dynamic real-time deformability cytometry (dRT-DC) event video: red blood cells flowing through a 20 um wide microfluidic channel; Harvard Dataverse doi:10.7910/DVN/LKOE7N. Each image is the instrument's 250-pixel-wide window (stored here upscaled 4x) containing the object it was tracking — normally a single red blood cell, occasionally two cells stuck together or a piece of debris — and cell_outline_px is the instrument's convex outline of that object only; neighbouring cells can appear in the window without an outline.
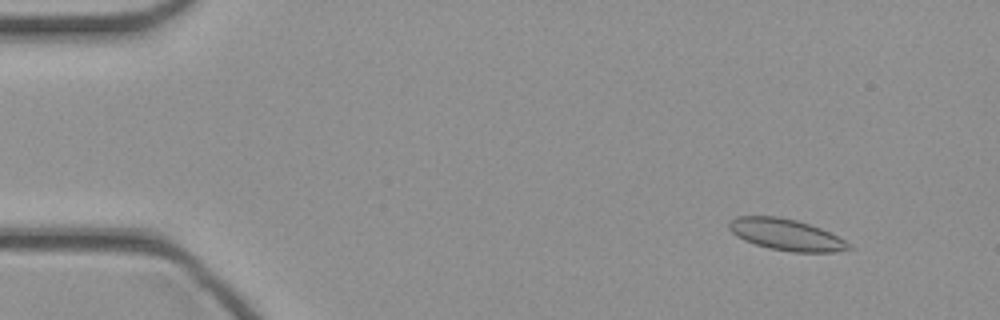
{"species": "common noctule bat (a hibernating species)", "species_latin": "Nyctalus noctula", "temperature_condition": "cold", "stored_images_in_passage": 15, "camera_frame_rate_fps": 3000, "um_per_image_px": 0.085, "animal": {"sex": "female", "body_mass_g": 21.9}, "frame": {"image": 1, "passage_image": 5, "time_ms": 1.333, "image_size_px": [1000, 320], "cell_outline_px": [[856, 248], [836, 252], [792, 252], [768, 248], [744, 240], [736, 236], [728, 228], [728, 220], [736, 216], [776, 216], [796, 220], [820, 228], [844, 240]], "centroid_in_image_um": [66.8, 19.95], "position_along_channel_um": 18.2, "area_um2": 21.96}}
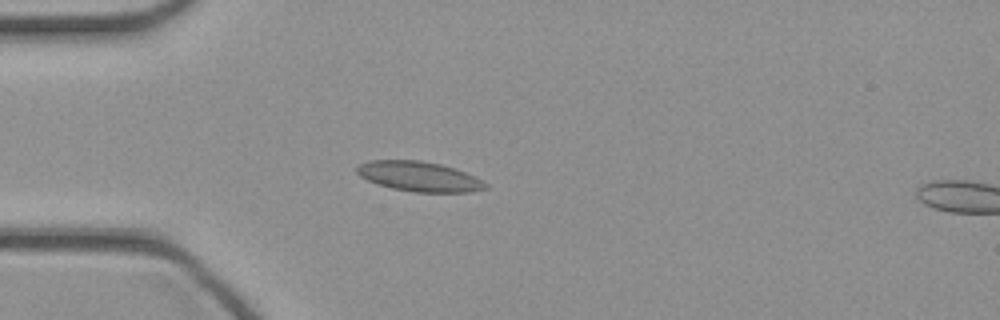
{"frame": {"image": 2, "passage_image": 13, "time_ms": 4.0, "image_size_px": [1000, 320], "cell_outline_px": [[488, 188], [472, 192], [412, 192], [392, 188], [376, 184], [360, 176], [356, 172], [356, 168], [360, 164], [372, 160], [420, 160], [440, 164], [456, 168], [488, 184]], "centroid_in_image_um": [35.62, 15.0], "position_along_channel_um": 49.4, "area_um2": 22.37}}